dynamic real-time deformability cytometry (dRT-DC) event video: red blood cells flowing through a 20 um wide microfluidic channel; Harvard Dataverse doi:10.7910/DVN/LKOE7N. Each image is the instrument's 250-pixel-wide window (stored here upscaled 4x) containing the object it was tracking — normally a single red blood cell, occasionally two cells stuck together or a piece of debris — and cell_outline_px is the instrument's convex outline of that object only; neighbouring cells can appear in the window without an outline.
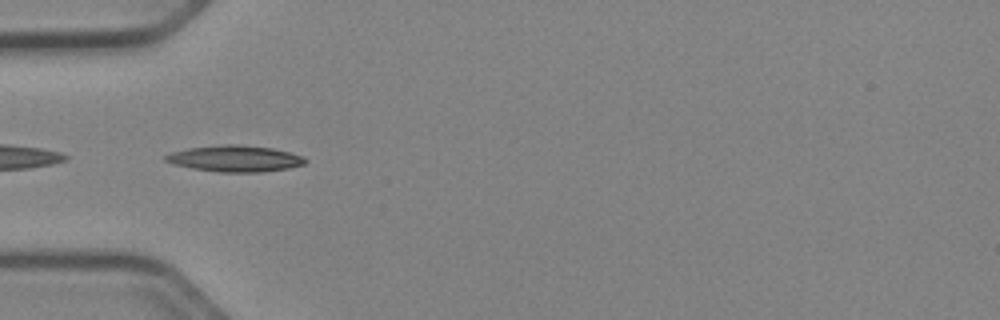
{"species": "Egyptian fruit bat (a non-hibernating species)", "species_latin": "Rousettus aegyptiacus", "temperature_condition": "cold", "stored_images_in_passage": 5, "camera_frame_rate_fps": 3000, "um_per_image_px": 0.085, "animal": {"sex": "female"}, "frame": {"image": 1, "passage_image": 1, "time_ms": 0.0, "image_size_px": [1000, 320], "cell_outline_px": [[308, 160], [304, 164], [288, 168], [264, 172], [220, 172], [192, 168], [172, 164], [164, 160], [164, 156], [172, 152], [188, 148], [224, 144], [236, 144], [272, 148], [304, 156]], "centroid_in_image_um": [19.98, 13.48], "position_along_channel_um": 65.0, "area_um2": 21.39}}